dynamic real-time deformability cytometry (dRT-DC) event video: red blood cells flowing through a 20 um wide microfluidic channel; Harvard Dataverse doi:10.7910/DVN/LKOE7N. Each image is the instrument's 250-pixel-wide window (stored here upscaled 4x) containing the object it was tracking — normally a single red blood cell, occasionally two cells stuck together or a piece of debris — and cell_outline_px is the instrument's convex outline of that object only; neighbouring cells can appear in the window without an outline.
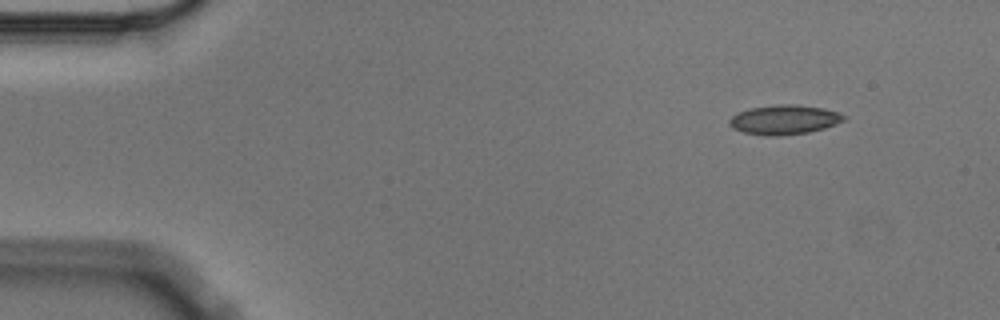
{"species": "Egyptian fruit bat (a non-hibernating species)", "species_latin": "Rousettus aegyptiacus", "temperature_condition": "cold", "stored_images_in_passage": 4, "camera_frame_rate_fps": 3000, "um_per_image_px": 0.085, "animal": {"sex": "male"}, "frame": {"image": 1, "passage_image": 1, "time_ms": 0.0, "image_size_px": [1000, 320], "cell_outline_px": [[848, 116], [844, 120], [836, 124], [824, 128], [808, 132], [776, 136], [764, 136], [744, 132], [732, 128], [728, 124], [728, 120], [736, 112], [748, 108], [780, 104], [796, 104], [824, 108], [840, 112]], "centroid_in_image_um": [66.65, 10.16], "position_along_channel_um": 18.3, "area_um2": 19.94}}